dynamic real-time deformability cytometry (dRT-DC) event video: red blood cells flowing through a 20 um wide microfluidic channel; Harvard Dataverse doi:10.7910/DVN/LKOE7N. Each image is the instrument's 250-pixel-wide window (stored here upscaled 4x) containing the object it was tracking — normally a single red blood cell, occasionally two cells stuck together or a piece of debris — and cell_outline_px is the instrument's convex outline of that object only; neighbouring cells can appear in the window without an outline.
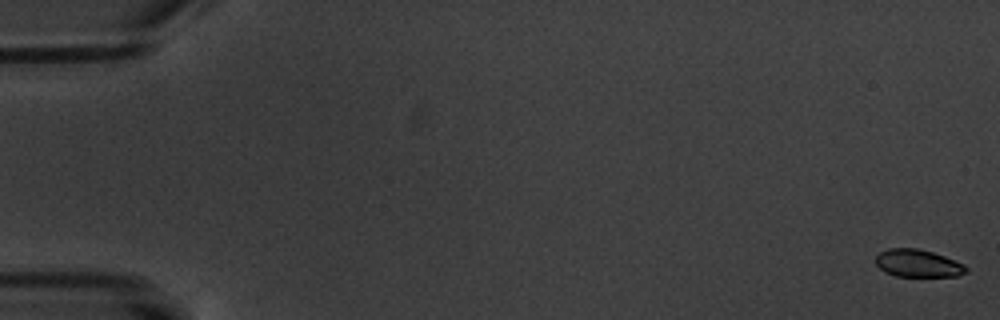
{"species": "common noctule bat (a hibernating species)", "species_latin": "Nyctalus noctula", "temperature_condition": "warm", "stored_images_in_passage": 6, "camera_frame_rate_fps": 3000, "um_per_image_px": 0.085, "animal": {"sex": "male", "body_mass_g": 20.1, "forearm_length_mm": 53.5}, "frame": {"image": 1, "passage_image": 1, "time_ms": 0.0, "image_size_px": [1000, 320], "cell_outline_px": [[968, 272], [956, 276], [896, 276], [884, 272], [876, 264], [876, 256], [880, 252], [888, 248], [916, 248], [932, 252], [944, 256], [964, 264], [968, 268]], "centroid_in_image_um": [78.02, 22.38], "position_along_channel_um": 7.0, "area_um2": 14.51}}